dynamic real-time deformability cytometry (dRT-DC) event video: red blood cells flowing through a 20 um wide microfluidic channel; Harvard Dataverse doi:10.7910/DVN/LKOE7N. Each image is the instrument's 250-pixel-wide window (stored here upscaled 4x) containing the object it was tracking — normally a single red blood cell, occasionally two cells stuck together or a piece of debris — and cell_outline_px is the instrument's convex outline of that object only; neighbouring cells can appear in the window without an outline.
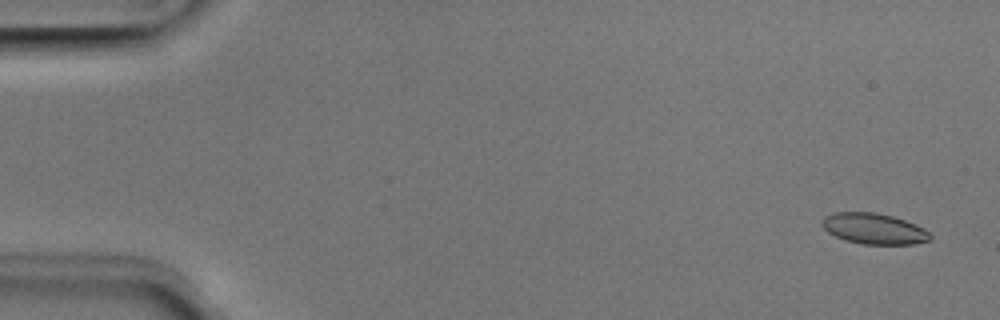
{"species": "Egyptian fruit bat (a non-hibernating species)", "species_latin": "Rousettus aegyptiacus", "temperature_condition": "room temperature", "stored_images_in_passage": 51, "camera_frame_rate_fps": 3000, "um_per_image_px": 0.085, "animal": {"sex": "male"}, "frame": {"image": 1, "passage_image": 3, "time_ms": 0.667, "image_size_px": [1000, 320], "cell_outline_px": [[932, 240], [912, 244], [864, 244], [844, 240], [828, 232], [820, 224], [820, 220], [824, 216], [832, 212], [876, 212], [892, 216], [916, 224], [924, 228], [932, 236]], "centroid_in_image_um": [74.26, 19.43], "position_along_channel_um": 10.7, "area_um2": 19.59}}
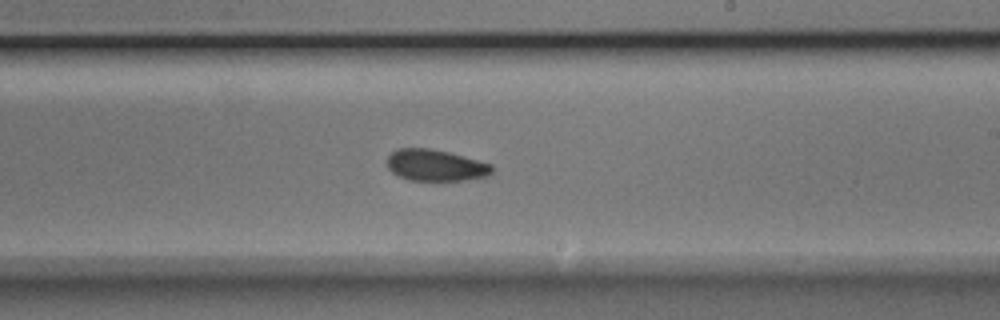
{"frame": {"image": 2, "passage_image": 31, "time_ms": 10.0, "image_size_px": [1000, 320], "cell_outline_px": [[492, 172], [488, 176], [464, 180], [408, 180], [392, 172], [388, 168], [388, 156], [396, 148], [432, 148], [448, 152], [492, 164]], "centroid_in_image_um": [37.01, 14.04], "position_along_channel_um": 252.0, "area_um2": 19.13}}
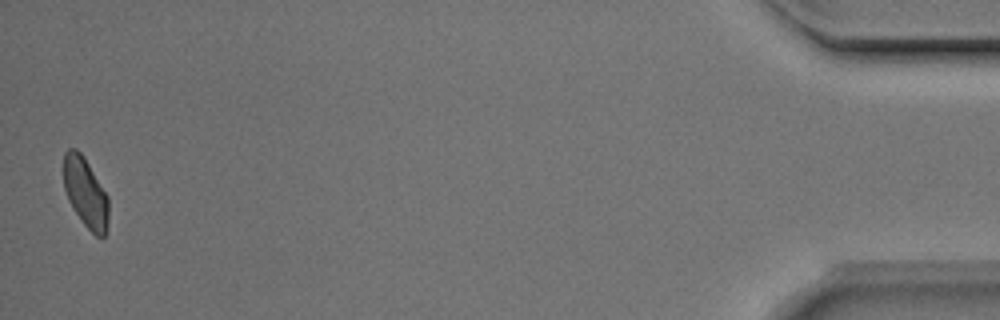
{"frame": {"image": 3, "passage_image": 51, "time_ms": 16.667, "image_size_px": [1000, 320], "cell_outline_px": [[108, 220], [104, 236], [96, 236], [84, 224], [72, 208], [68, 200], [64, 188], [64, 152], [68, 148], [76, 148], [84, 156], [108, 196]], "centroid_in_image_um": [7.26, 16.34], "position_along_channel_um": 427.9, "area_um2": 18.21}, "authors_computed_cell_mechanics": {"area_um2": 19.7676, "velocity_mm_per_s": 3.9942, "shape_relaxation_time_tau1_ms": 3.2006, "shape_relaxation_time_tau2_ms": 4.6015, "deformation_change_tau1": 0.0887, "deformation_change_tau2": 0.0704}}